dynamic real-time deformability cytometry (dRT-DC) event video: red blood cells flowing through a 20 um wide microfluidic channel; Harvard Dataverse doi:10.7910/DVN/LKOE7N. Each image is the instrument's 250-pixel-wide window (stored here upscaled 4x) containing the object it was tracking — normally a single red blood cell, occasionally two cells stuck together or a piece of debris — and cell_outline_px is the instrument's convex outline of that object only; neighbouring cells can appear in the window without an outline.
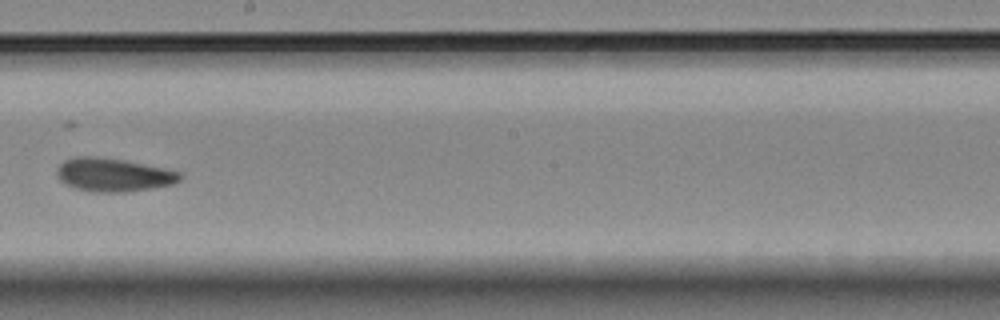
{"species": "Egyptian fruit bat (a non-hibernating species)", "species_latin": "Rousettus aegyptiacus", "temperature_condition": "room temperature", "stored_images_in_passage": 9, "camera_frame_rate_fps": 3000, "um_per_image_px": 0.085, "animal": {"sex": "female"}, "frame": {"image": 1, "passage_image": 9, "time_ms": 9.667, "image_size_px": [1000, 320], "cell_outline_px": [[184, 176], [180, 180], [172, 184], [152, 188], [128, 192], [92, 192], [76, 188], [60, 180], [56, 172], [56, 168], [64, 160], [72, 156], [96, 156], [124, 160], [164, 168], [180, 172]], "centroid_in_image_um": [9.63, 14.85], "position_along_channel_um": 238.6, "area_um2": 24.04}}